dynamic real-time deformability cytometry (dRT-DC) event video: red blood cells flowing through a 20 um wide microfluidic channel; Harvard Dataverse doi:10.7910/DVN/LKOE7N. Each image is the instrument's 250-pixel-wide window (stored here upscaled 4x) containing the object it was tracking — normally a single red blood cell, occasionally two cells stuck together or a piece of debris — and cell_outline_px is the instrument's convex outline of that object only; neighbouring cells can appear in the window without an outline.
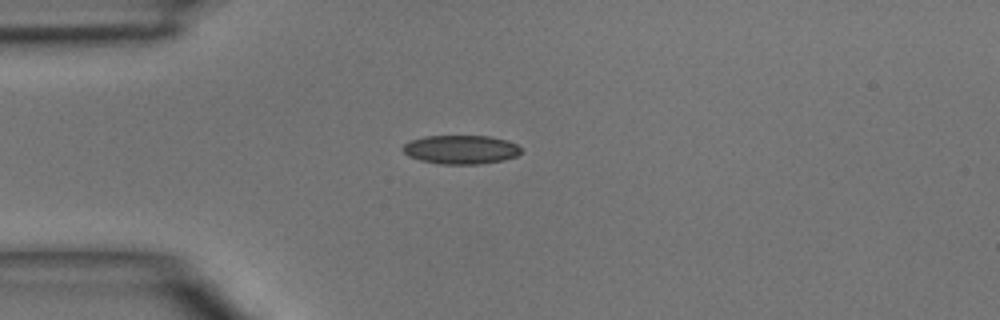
{"species": "common noctule bat (a hibernating species)", "species_latin": "Nyctalus noctula", "temperature_condition": "room temperature", "stored_images_in_passage": 2, "camera_frame_rate_fps": 3000, "um_per_image_px": 0.085, "animal": {"sex": "male", "body_mass_g": 15.6}, "frame": {"image": 1, "passage_image": 2, "time_ms": 1.0, "image_size_px": [1000, 320], "cell_outline_px": [[520, 152], [516, 156], [504, 160], [480, 164], [440, 164], [420, 160], [408, 156], [400, 148], [408, 140], [424, 136], [488, 136], [508, 140], [516, 144], [520, 148]], "centroid_in_image_um": [39.13, 12.71], "position_along_channel_um": 45.9, "area_um2": 20.0}}